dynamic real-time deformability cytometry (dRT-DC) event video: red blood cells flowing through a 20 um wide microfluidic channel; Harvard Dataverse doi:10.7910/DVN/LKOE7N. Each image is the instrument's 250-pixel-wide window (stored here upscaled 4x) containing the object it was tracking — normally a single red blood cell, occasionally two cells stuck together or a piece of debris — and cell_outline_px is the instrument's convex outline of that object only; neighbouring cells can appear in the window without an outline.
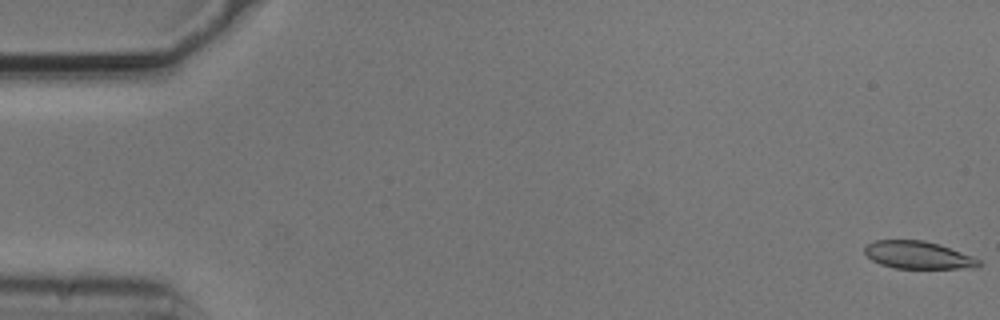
{"species": "common noctule bat (a hibernating species)", "species_latin": "Nyctalus noctula", "temperature_condition": "cold", "stored_images_in_passage": 6, "camera_frame_rate_fps": 3000, "um_per_image_px": 0.085, "animal": {"sex": "male", "body_mass_g": 20.5, "forearm_length_mm": 52.5}, "frame": {"image": 1, "passage_image": 1, "time_ms": 0.0, "image_size_px": [1000, 320], "cell_outline_px": [[980, 264], [976, 268], [896, 268], [880, 264], [872, 260], [864, 252], [864, 248], [868, 244], [876, 240], [924, 240], [940, 244], [972, 256], [980, 260]], "centroid_in_image_um": [78.04, 21.67], "position_along_channel_um": 7.0, "area_um2": 18.26}}
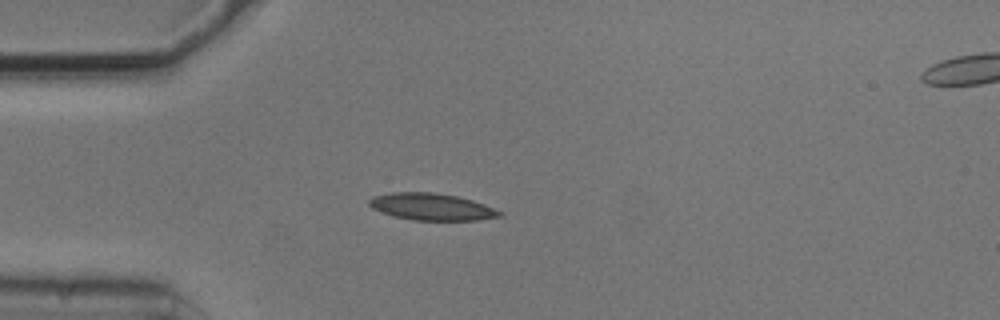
{"frame": {"image": 2, "passage_image": 5, "time_ms": 1.333, "image_size_px": [1000, 320], "cell_outline_px": [[504, 216], [476, 220], [412, 220], [396, 216], [372, 208], [368, 204], [368, 200], [372, 196], [392, 192], [432, 192], [456, 196], [472, 200], [484, 204], [504, 212]], "centroid_in_image_um": [36.71, 17.57], "position_along_channel_um": 48.3, "area_um2": 20.4}}